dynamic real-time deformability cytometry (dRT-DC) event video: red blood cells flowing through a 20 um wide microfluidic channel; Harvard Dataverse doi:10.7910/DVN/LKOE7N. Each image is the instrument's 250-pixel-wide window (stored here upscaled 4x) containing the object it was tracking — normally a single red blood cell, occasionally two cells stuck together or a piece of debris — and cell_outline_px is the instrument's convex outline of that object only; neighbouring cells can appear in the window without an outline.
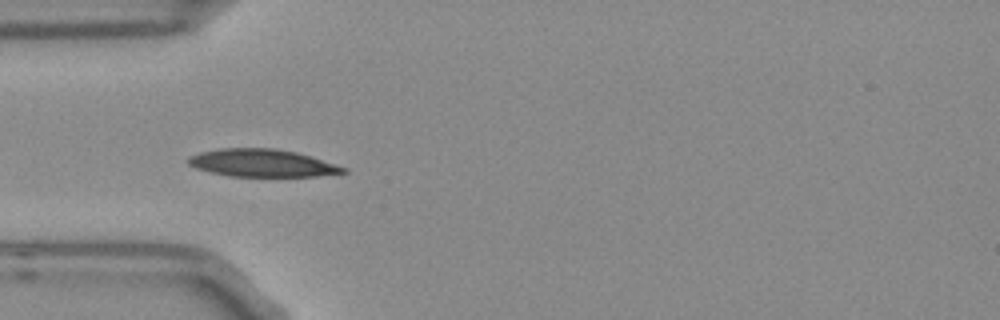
{"species": "Egyptian fruit bat (a non-hibernating species)", "species_latin": "Rousettus aegyptiacus", "temperature_condition": "room temperature", "stored_images_in_passage": 10, "camera_frame_rate_fps": 3000, "um_per_image_px": 0.085, "frame": {"image": 1, "passage_image": 4, "time_ms": 1.0, "image_size_px": [1000, 320], "cell_outline_px": [[348, 172], [316, 176], [232, 176], [212, 172], [196, 168], [188, 164], [188, 156], [200, 152], [220, 148], [276, 148], [296, 152], [348, 168]], "centroid_in_image_um": [22.27, 13.85], "position_along_channel_um": 62.7, "area_um2": 24.74}}
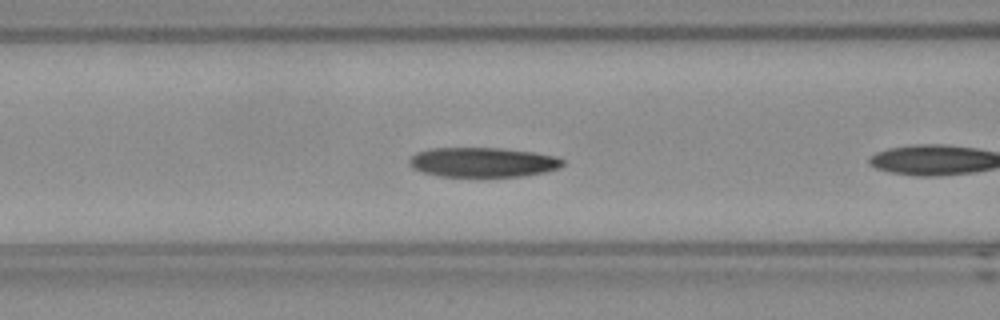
{"frame": {"image": 2, "passage_image": 6, "time_ms": 1.667, "image_size_px": [1000, 320], "cell_outline_px": [[564, 164], [560, 168], [544, 172], [520, 176], [440, 176], [424, 172], [412, 168], [408, 164], [408, 160], [416, 152], [428, 148], [500, 148], [532, 152], [556, 156], [564, 160]], "centroid_in_image_um": [41.02, 13.78], "position_along_channel_um": 125.6, "area_um2": 26.47}}